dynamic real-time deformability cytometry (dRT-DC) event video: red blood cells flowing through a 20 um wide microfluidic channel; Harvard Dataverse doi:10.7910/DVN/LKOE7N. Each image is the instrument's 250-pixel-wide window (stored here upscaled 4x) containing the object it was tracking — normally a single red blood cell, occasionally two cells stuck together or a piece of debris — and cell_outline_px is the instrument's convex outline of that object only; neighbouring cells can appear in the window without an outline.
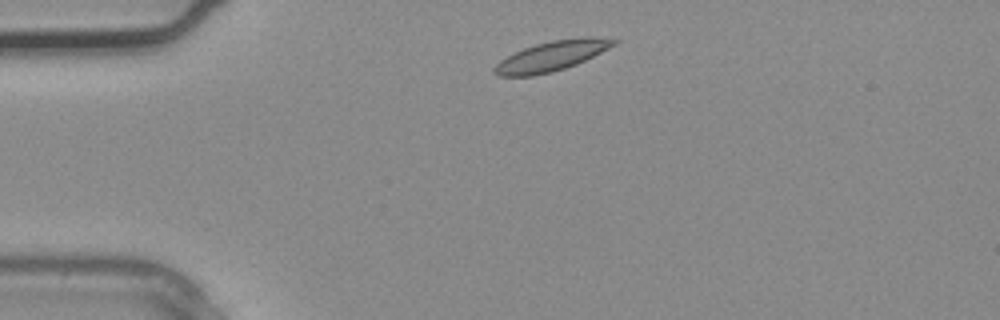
{"species": "common noctule bat (a hibernating species)", "species_latin": "Nyctalus noctula", "temperature_condition": "warm", "stored_images_in_passage": 1, "camera_frame_rate_fps": 3000, "um_per_image_px": 0.085, "animal": {"sex": "male", "body_mass_g": 20.4}, "frame": {"image": 1, "passage_image": 1, "time_ms": 0.0, "image_size_px": [1000, 320], "cell_outline_px": [[620, 40], [616, 44], [576, 64], [552, 72], [532, 76], [496, 76], [492, 72], [492, 68], [500, 60], [524, 48], [536, 44], [552, 40], [588, 36]], "centroid_in_image_um": [46.85, 4.77], "position_along_channel_um": 38.2, "area_um2": 20.63}}